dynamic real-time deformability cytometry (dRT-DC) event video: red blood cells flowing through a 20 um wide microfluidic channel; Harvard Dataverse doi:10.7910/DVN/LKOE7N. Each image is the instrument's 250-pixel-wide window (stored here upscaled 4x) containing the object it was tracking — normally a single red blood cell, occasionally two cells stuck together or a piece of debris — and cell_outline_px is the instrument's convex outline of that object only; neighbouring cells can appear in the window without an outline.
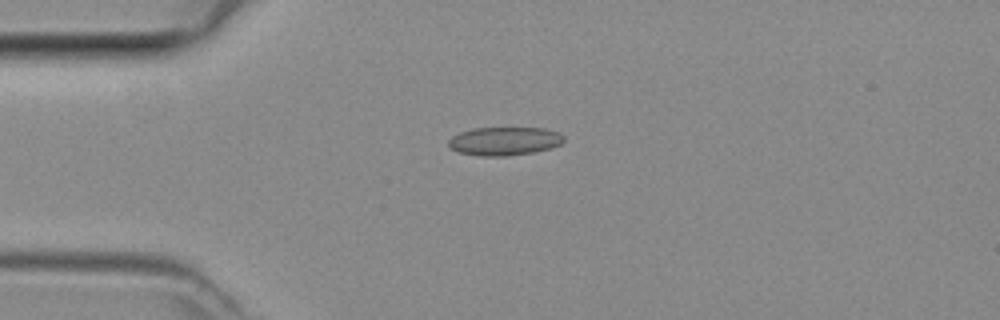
{"species": "common noctule bat (a hibernating species)", "species_latin": "Nyctalus noctula", "temperature_condition": "room temperature", "stored_images_in_passage": 36, "camera_frame_rate_fps": 3000, "um_per_image_px": 0.085, "animal": {"sex": "female", "body_mass_g": 29.2, "forearm_length_mm": 56.3}, "frame": {"image": 1, "passage_image": 1, "time_ms": 0.0, "image_size_px": [1000, 320], "cell_outline_px": [[564, 140], [560, 144], [552, 148], [532, 152], [508, 156], [480, 156], [460, 152], [452, 148], [448, 144], [448, 140], [452, 136], [460, 132], [472, 128], [544, 128], [560, 132], [564, 136]], "centroid_in_image_um": [42.9, 11.99], "position_along_channel_um": 42.1, "area_um2": 19.13}}
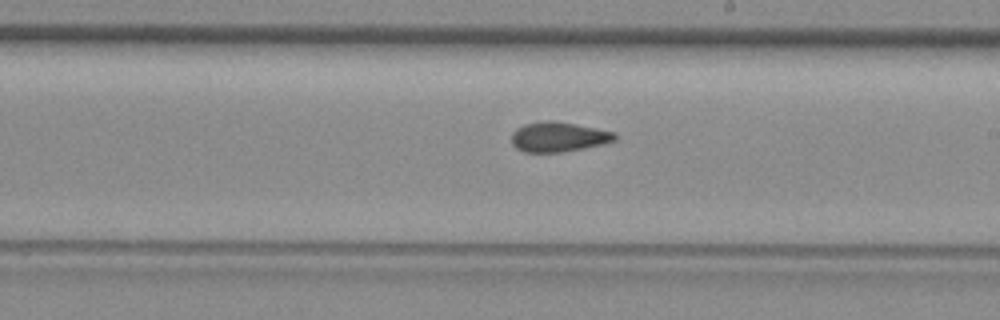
{"frame": {"image": 2, "passage_image": 16, "time_ms": 5.0, "image_size_px": [1000, 320], "cell_outline_px": [[616, 140], [604, 144], [584, 148], [560, 152], [524, 152], [516, 148], [512, 144], [512, 132], [516, 128], [524, 124], [552, 120], [556, 120], [616, 132]], "centroid_in_image_um": [47.48, 11.63], "position_along_channel_um": 241.5, "area_um2": 18.03}}
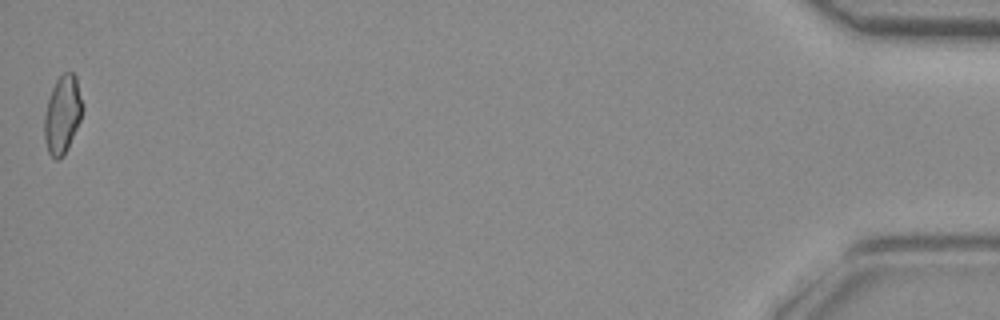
{"frame": {"image": 3, "passage_image": 36, "time_ms": 11.667, "image_size_px": [1000, 320], "cell_outline_px": [[84, 108], [80, 120], [68, 148], [64, 156], [56, 160], [48, 152], [44, 136], [44, 116], [48, 100], [52, 88], [56, 80], [64, 72], [72, 72], [76, 76]], "centroid_in_image_um": [5.32, 9.74], "position_along_channel_um": 429.9, "area_um2": 17.34}}